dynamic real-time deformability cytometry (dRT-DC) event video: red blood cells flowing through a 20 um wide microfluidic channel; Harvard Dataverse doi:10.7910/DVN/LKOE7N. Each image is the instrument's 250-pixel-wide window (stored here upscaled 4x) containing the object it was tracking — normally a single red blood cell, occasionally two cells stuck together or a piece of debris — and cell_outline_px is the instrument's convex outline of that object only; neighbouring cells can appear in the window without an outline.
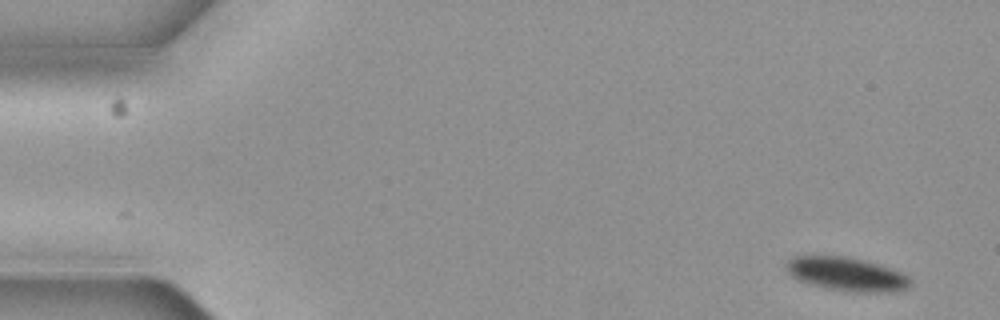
{"species": "common noctule bat (a hibernating species)", "species_latin": "Nyctalus noctula", "temperature_condition": "cold", "stored_images_in_passage": 5, "camera_frame_rate_fps": 3000, "um_per_image_px": 0.085, "animal": {"sex": "female", "body_mass_g": 19.3, "forearm_length_mm": 54.1}, "frame": {"image": 1, "passage_image": 5, "time_ms": 1.333, "image_size_px": [1000, 320], "cell_outline_px": [[912, 284], [908, 288], [896, 292], [848, 292], [824, 288], [808, 284], [792, 276], [784, 268], [784, 264], [788, 260], [796, 256], [844, 256], [864, 260], [900, 272], [908, 276], [912, 280]], "centroid_in_image_um": [71.96, 23.32], "position_along_channel_um": 13.0, "area_um2": 24.51}}